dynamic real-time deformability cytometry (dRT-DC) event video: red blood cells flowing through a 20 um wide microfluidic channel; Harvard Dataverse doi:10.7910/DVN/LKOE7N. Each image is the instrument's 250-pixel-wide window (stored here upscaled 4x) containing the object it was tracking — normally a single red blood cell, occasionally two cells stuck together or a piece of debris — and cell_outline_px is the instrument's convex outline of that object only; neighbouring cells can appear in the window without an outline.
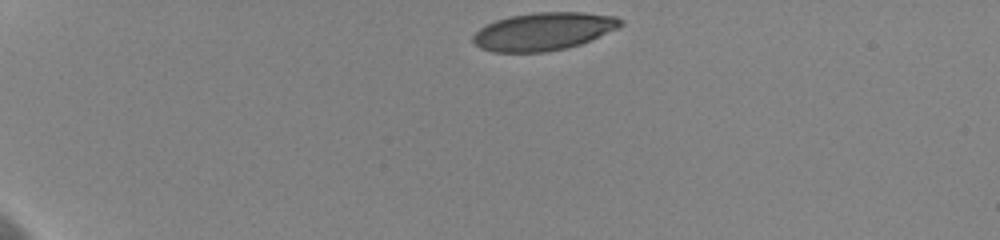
{"species": "human", "species_latin": "Homo sapiens", "temperature_condition": "cold", "stored_images_in_passage": 5, "camera_frame_rate_fps": 3000, "um_per_image_px": 0.085, "donor": {"sex": "female"}, "frame": {"image": 1, "passage_image": 1, "time_ms": 0.0, "image_size_px": [1000, 240], "cell_outline_px": [[624, 24], [620, 28], [580, 44], [568, 48], [544, 52], [492, 52], [480, 48], [472, 40], [472, 36], [480, 28], [496, 20], [512, 16], [536, 12], [584, 12], [616, 16], [624, 20]], "centroid_in_image_um": [46.25, 2.67], "position_along_channel_um": 38.8, "area_um2": 32.66}}